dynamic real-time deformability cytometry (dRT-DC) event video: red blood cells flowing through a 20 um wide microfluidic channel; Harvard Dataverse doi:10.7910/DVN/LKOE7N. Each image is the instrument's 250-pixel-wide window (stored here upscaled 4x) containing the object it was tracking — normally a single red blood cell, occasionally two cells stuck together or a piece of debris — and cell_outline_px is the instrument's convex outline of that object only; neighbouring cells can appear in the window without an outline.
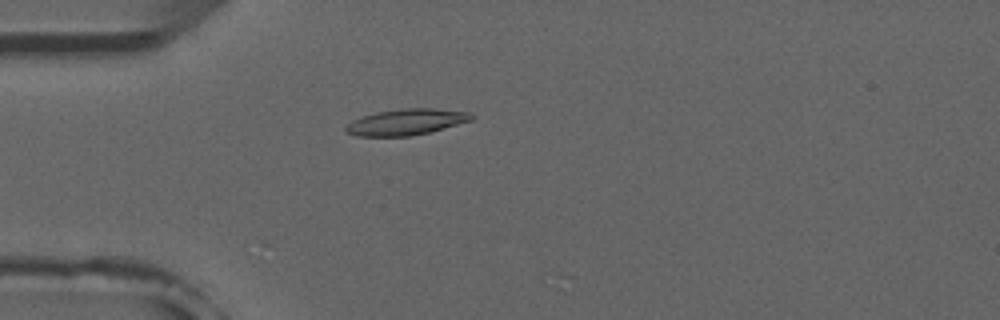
{"species": "common noctule bat (a hibernating species)", "species_latin": "Nyctalus noctula", "temperature_condition": "room temperature", "stored_images_in_passage": 4, "camera_frame_rate_fps": 3000, "um_per_image_px": 0.085, "animal": {"sex": "male", "forearm_length_mm": 52.5}, "frame": {"image": 1, "passage_image": 3, "time_ms": 2.333, "image_size_px": [1000, 320], "cell_outline_px": [[476, 116], [472, 120], [432, 132], [412, 136], [356, 136], [344, 132], [344, 128], [352, 120], [360, 116], [376, 112], [404, 108], [436, 108], [472, 112]], "centroid_in_image_um": [34.55, 10.37], "position_along_channel_um": 50.4, "area_um2": 19.54}}